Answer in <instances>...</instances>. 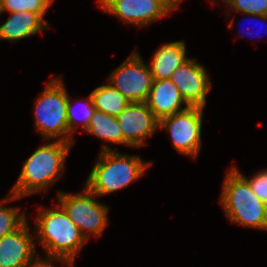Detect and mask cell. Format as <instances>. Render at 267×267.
<instances>
[{
    "label": "cell",
    "mask_w": 267,
    "mask_h": 267,
    "mask_svg": "<svg viewBox=\"0 0 267 267\" xmlns=\"http://www.w3.org/2000/svg\"><path fill=\"white\" fill-rule=\"evenodd\" d=\"M44 141L24 160L17 181L9 190L10 193L21 198L44 194L64 176L65 162L73 144L61 140Z\"/></svg>",
    "instance_id": "6da1fadb"
},
{
    "label": "cell",
    "mask_w": 267,
    "mask_h": 267,
    "mask_svg": "<svg viewBox=\"0 0 267 267\" xmlns=\"http://www.w3.org/2000/svg\"><path fill=\"white\" fill-rule=\"evenodd\" d=\"M54 207H39L35 217L36 244L42 246L48 258H62L75 263L77 254L87 244L79 228L55 201Z\"/></svg>",
    "instance_id": "7a4b0ae2"
},
{
    "label": "cell",
    "mask_w": 267,
    "mask_h": 267,
    "mask_svg": "<svg viewBox=\"0 0 267 267\" xmlns=\"http://www.w3.org/2000/svg\"><path fill=\"white\" fill-rule=\"evenodd\" d=\"M85 186L98 197L125 189L140 179L153 164L139 155L116 150L99 152Z\"/></svg>",
    "instance_id": "3957f363"
},
{
    "label": "cell",
    "mask_w": 267,
    "mask_h": 267,
    "mask_svg": "<svg viewBox=\"0 0 267 267\" xmlns=\"http://www.w3.org/2000/svg\"><path fill=\"white\" fill-rule=\"evenodd\" d=\"M226 172L218 202L227 220L234 225L267 231V205L233 166Z\"/></svg>",
    "instance_id": "277c9868"
},
{
    "label": "cell",
    "mask_w": 267,
    "mask_h": 267,
    "mask_svg": "<svg viewBox=\"0 0 267 267\" xmlns=\"http://www.w3.org/2000/svg\"><path fill=\"white\" fill-rule=\"evenodd\" d=\"M62 76L51 78L40 95L34 99V131L44 140L68 142L66 90Z\"/></svg>",
    "instance_id": "5b68a950"
},
{
    "label": "cell",
    "mask_w": 267,
    "mask_h": 267,
    "mask_svg": "<svg viewBox=\"0 0 267 267\" xmlns=\"http://www.w3.org/2000/svg\"><path fill=\"white\" fill-rule=\"evenodd\" d=\"M80 193L57 191V203L64 209L70 220L79 228L88 242L89 238L101 236L109 225V207L97 199L85 185Z\"/></svg>",
    "instance_id": "8992f818"
},
{
    "label": "cell",
    "mask_w": 267,
    "mask_h": 267,
    "mask_svg": "<svg viewBox=\"0 0 267 267\" xmlns=\"http://www.w3.org/2000/svg\"><path fill=\"white\" fill-rule=\"evenodd\" d=\"M203 111V107L189 106L159 121V130L165 129L175 150L194 160L202 148Z\"/></svg>",
    "instance_id": "52a82bcc"
},
{
    "label": "cell",
    "mask_w": 267,
    "mask_h": 267,
    "mask_svg": "<svg viewBox=\"0 0 267 267\" xmlns=\"http://www.w3.org/2000/svg\"><path fill=\"white\" fill-rule=\"evenodd\" d=\"M137 49L114 68L106 80L131 103L146 102L153 84L148 64Z\"/></svg>",
    "instance_id": "ba28073f"
},
{
    "label": "cell",
    "mask_w": 267,
    "mask_h": 267,
    "mask_svg": "<svg viewBox=\"0 0 267 267\" xmlns=\"http://www.w3.org/2000/svg\"><path fill=\"white\" fill-rule=\"evenodd\" d=\"M103 13L127 25L146 28L177 10L167 0H97Z\"/></svg>",
    "instance_id": "9c48e42d"
},
{
    "label": "cell",
    "mask_w": 267,
    "mask_h": 267,
    "mask_svg": "<svg viewBox=\"0 0 267 267\" xmlns=\"http://www.w3.org/2000/svg\"><path fill=\"white\" fill-rule=\"evenodd\" d=\"M116 119L123 132L124 145L128 147L140 148L147 145L146 139L159 130V120L146 102L130 103Z\"/></svg>",
    "instance_id": "30bf717a"
},
{
    "label": "cell",
    "mask_w": 267,
    "mask_h": 267,
    "mask_svg": "<svg viewBox=\"0 0 267 267\" xmlns=\"http://www.w3.org/2000/svg\"><path fill=\"white\" fill-rule=\"evenodd\" d=\"M170 80L177 86L189 106L203 107L212 89L209 73L196 58H189L171 74Z\"/></svg>",
    "instance_id": "8fae6325"
},
{
    "label": "cell",
    "mask_w": 267,
    "mask_h": 267,
    "mask_svg": "<svg viewBox=\"0 0 267 267\" xmlns=\"http://www.w3.org/2000/svg\"><path fill=\"white\" fill-rule=\"evenodd\" d=\"M31 233L27 219L17 230L0 238V267H26L39 256Z\"/></svg>",
    "instance_id": "7c38bea8"
},
{
    "label": "cell",
    "mask_w": 267,
    "mask_h": 267,
    "mask_svg": "<svg viewBox=\"0 0 267 267\" xmlns=\"http://www.w3.org/2000/svg\"><path fill=\"white\" fill-rule=\"evenodd\" d=\"M146 103L159 121L189 107L170 79L153 80Z\"/></svg>",
    "instance_id": "4fadbf2b"
},
{
    "label": "cell",
    "mask_w": 267,
    "mask_h": 267,
    "mask_svg": "<svg viewBox=\"0 0 267 267\" xmlns=\"http://www.w3.org/2000/svg\"><path fill=\"white\" fill-rule=\"evenodd\" d=\"M46 18L37 12L9 13V17L0 25V40L10 43L42 33L50 27Z\"/></svg>",
    "instance_id": "5bb4252c"
},
{
    "label": "cell",
    "mask_w": 267,
    "mask_h": 267,
    "mask_svg": "<svg viewBox=\"0 0 267 267\" xmlns=\"http://www.w3.org/2000/svg\"><path fill=\"white\" fill-rule=\"evenodd\" d=\"M184 40L173 41L159 46L148 65L153 80L170 79L171 74L189 59L186 56Z\"/></svg>",
    "instance_id": "9a60e30c"
},
{
    "label": "cell",
    "mask_w": 267,
    "mask_h": 267,
    "mask_svg": "<svg viewBox=\"0 0 267 267\" xmlns=\"http://www.w3.org/2000/svg\"><path fill=\"white\" fill-rule=\"evenodd\" d=\"M85 133L92 134L104 141L100 152L116 150L108 143L124 145V136L115 116L95 110ZM111 146V147H110Z\"/></svg>",
    "instance_id": "2e32d148"
},
{
    "label": "cell",
    "mask_w": 267,
    "mask_h": 267,
    "mask_svg": "<svg viewBox=\"0 0 267 267\" xmlns=\"http://www.w3.org/2000/svg\"><path fill=\"white\" fill-rule=\"evenodd\" d=\"M97 111L119 115L131 102L110 83L100 85L90 92Z\"/></svg>",
    "instance_id": "e0dca14e"
},
{
    "label": "cell",
    "mask_w": 267,
    "mask_h": 267,
    "mask_svg": "<svg viewBox=\"0 0 267 267\" xmlns=\"http://www.w3.org/2000/svg\"><path fill=\"white\" fill-rule=\"evenodd\" d=\"M71 95H68L67 101V125H68V143L74 144V134L77 131L78 126L81 127L82 132H84L90 123L91 117L95 112L94 102L91 94L86 96V98H82L83 105L79 102H74L70 98ZM80 105H79V104ZM80 106V107H79ZM80 108V109H79ZM79 110L81 113H78ZM82 117V118H81Z\"/></svg>",
    "instance_id": "ac0fdd59"
},
{
    "label": "cell",
    "mask_w": 267,
    "mask_h": 267,
    "mask_svg": "<svg viewBox=\"0 0 267 267\" xmlns=\"http://www.w3.org/2000/svg\"><path fill=\"white\" fill-rule=\"evenodd\" d=\"M19 199L23 198L10 192L5 198L0 199V238L17 230L28 219L27 210L21 211L19 206L7 205Z\"/></svg>",
    "instance_id": "d6986e66"
},
{
    "label": "cell",
    "mask_w": 267,
    "mask_h": 267,
    "mask_svg": "<svg viewBox=\"0 0 267 267\" xmlns=\"http://www.w3.org/2000/svg\"><path fill=\"white\" fill-rule=\"evenodd\" d=\"M3 11L7 13L15 12H37L43 18L47 14L50 6L53 4L51 0H1Z\"/></svg>",
    "instance_id": "ffe728a7"
},
{
    "label": "cell",
    "mask_w": 267,
    "mask_h": 267,
    "mask_svg": "<svg viewBox=\"0 0 267 267\" xmlns=\"http://www.w3.org/2000/svg\"><path fill=\"white\" fill-rule=\"evenodd\" d=\"M225 3L226 16L235 11L241 14L267 15V0H220Z\"/></svg>",
    "instance_id": "44dd1931"
},
{
    "label": "cell",
    "mask_w": 267,
    "mask_h": 267,
    "mask_svg": "<svg viewBox=\"0 0 267 267\" xmlns=\"http://www.w3.org/2000/svg\"><path fill=\"white\" fill-rule=\"evenodd\" d=\"M233 167L249 182L255 195L267 205V168L259 170L248 178L238 169V166L233 165Z\"/></svg>",
    "instance_id": "7402d4cb"
},
{
    "label": "cell",
    "mask_w": 267,
    "mask_h": 267,
    "mask_svg": "<svg viewBox=\"0 0 267 267\" xmlns=\"http://www.w3.org/2000/svg\"><path fill=\"white\" fill-rule=\"evenodd\" d=\"M61 265H65L66 267H74L73 262L62 259V258H48V257H40V255L30 264H28L26 267H58L56 266L57 263ZM55 264V265H54Z\"/></svg>",
    "instance_id": "603a6c76"
},
{
    "label": "cell",
    "mask_w": 267,
    "mask_h": 267,
    "mask_svg": "<svg viewBox=\"0 0 267 267\" xmlns=\"http://www.w3.org/2000/svg\"><path fill=\"white\" fill-rule=\"evenodd\" d=\"M246 17H252L253 19H252V21L253 20H255V19H257L258 21H255V22H264L263 24H265V23H267V15H255V14H244ZM260 20V21H259ZM251 22V21H250ZM244 24H245V22H243ZM257 23V24H258ZM263 24H261V25H263ZM256 26V25H255ZM260 26H258V28H259ZM266 28H267V25H266ZM248 29V28H247ZM263 30V29H262ZM259 31H261V29L259 30ZM264 33H267V29H265L264 31H263ZM248 34L249 36H251V35H256V33L255 32H253V31H246V32H244V34ZM259 34V33H258ZM243 35V34H242ZM251 37H253V36H251Z\"/></svg>",
    "instance_id": "cb8c5ba5"
},
{
    "label": "cell",
    "mask_w": 267,
    "mask_h": 267,
    "mask_svg": "<svg viewBox=\"0 0 267 267\" xmlns=\"http://www.w3.org/2000/svg\"><path fill=\"white\" fill-rule=\"evenodd\" d=\"M167 1L169 3H171L176 9H178V7L180 6V4L183 2V0H167Z\"/></svg>",
    "instance_id": "d4e9b609"
},
{
    "label": "cell",
    "mask_w": 267,
    "mask_h": 267,
    "mask_svg": "<svg viewBox=\"0 0 267 267\" xmlns=\"http://www.w3.org/2000/svg\"><path fill=\"white\" fill-rule=\"evenodd\" d=\"M2 13H4V11H3V6H2V1L0 0V16Z\"/></svg>",
    "instance_id": "484cf974"
}]
</instances>
